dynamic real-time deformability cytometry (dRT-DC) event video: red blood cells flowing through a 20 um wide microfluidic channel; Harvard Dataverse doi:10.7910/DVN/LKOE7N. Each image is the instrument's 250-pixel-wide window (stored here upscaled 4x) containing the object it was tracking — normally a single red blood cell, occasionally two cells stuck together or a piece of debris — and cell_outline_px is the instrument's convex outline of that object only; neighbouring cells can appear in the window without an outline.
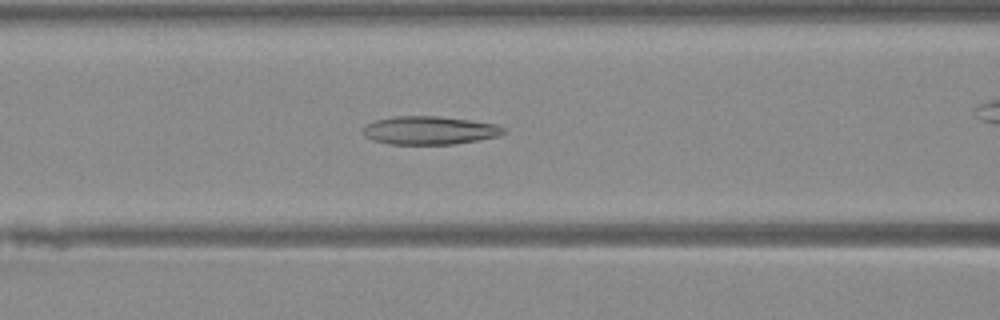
{"species": "Egyptian fruit bat (a non-hibernating species)", "species_latin": "Rousettus aegyptiacus", "temperature_condition": "warm", "stored_images_in_passage": 27, "camera_frame_rate_fps": 3000, "um_per_image_px": 0.085, "animal": {"sex": "female"}, "frame": {"image": 1, "passage_image": 8, "time_ms": 2.333, "image_size_px": [1000, 320], "cell_outline_px": [[508, 132], [496, 136], [476, 140], [452, 144], [388, 144], [372, 140], [364, 136], [364, 124], [376, 120], [396, 116], [436, 116], [468, 120], [496, 124], [508, 128]], "centroid_in_image_um": [36.51, 11.08], "position_along_channel_um": 130.1, "area_um2": 23.12}}
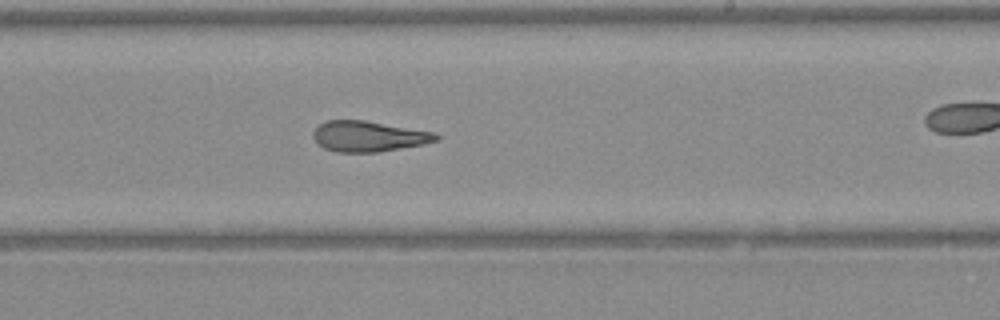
{"frame": {"image": 2, "passage_image": 17, "time_ms": 5.333, "image_size_px": [1000, 320], "cell_outline_px": [[440, 136], [436, 140], [420, 144], [376, 152], [336, 152], [324, 148], [312, 136], [312, 132], [320, 124], [328, 120], [364, 120], [436, 132]], "centroid_in_image_um": [31.3, 11.57], "position_along_channel_um": 257.7, "area_um2": 21.62}}
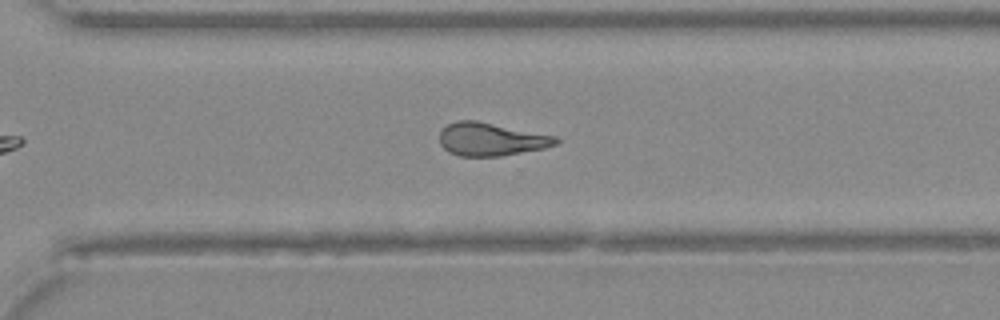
{"frame": {"image": 3, "passage_image": 22, "time_ms": 7.0, "image_size_px": [1000, 320], "cell_outline_px": [[560, 140], [556, 144], [544, 148], [500, 156], [460, 156], [448, 152], [440, 144], [440, 128], [456, 120], [476, 120], [556, 136]], "centroid_in_image_um": [41.7, 11.83], "position_along_channel_um": 328.9, "area_um2": 22.43}}